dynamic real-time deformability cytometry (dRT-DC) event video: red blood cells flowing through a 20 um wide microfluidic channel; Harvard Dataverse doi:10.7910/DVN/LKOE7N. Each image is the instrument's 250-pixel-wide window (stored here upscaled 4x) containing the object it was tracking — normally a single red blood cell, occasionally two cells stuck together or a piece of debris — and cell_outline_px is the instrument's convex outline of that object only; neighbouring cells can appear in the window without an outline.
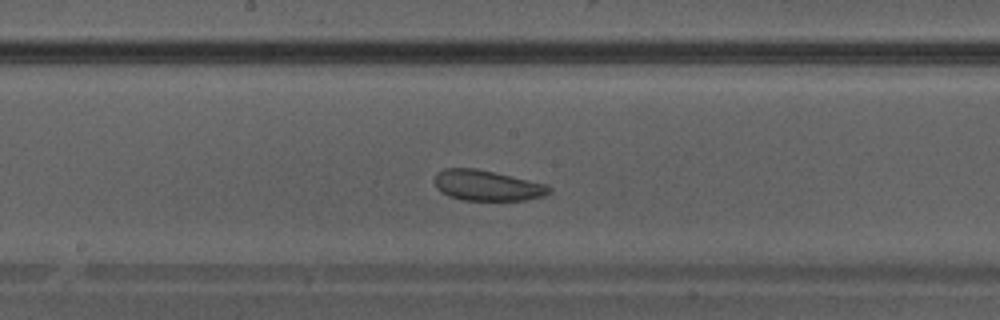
{"species": "Egyptian fruit bat (a non-hibernating species)", "species_latin": "Rousettus aegyptiacus", "temperature_condition": "warm", "stored_images_in_passage": 35, "camera_frame_rate_fps": 3000, "um_per_image_px": 0.085, "animal": {"sex": "male"}, "frame": {"image": 1, "passage_image": 16, "time_ms": 5.0, "image_size_px": [1000, 320], "cell_outline_px": [[552, 192], [544, 196], [524, 200], [460, 200], [448, 196], [440, 192], [436, 188], [436, 172], [444, 168], [476, 168], [548, 184], [552, 188]], "centroid_in_image_um": [41.42, 15.77], "position_along_channel_um": 206.8, "area_um2": 20.58}}
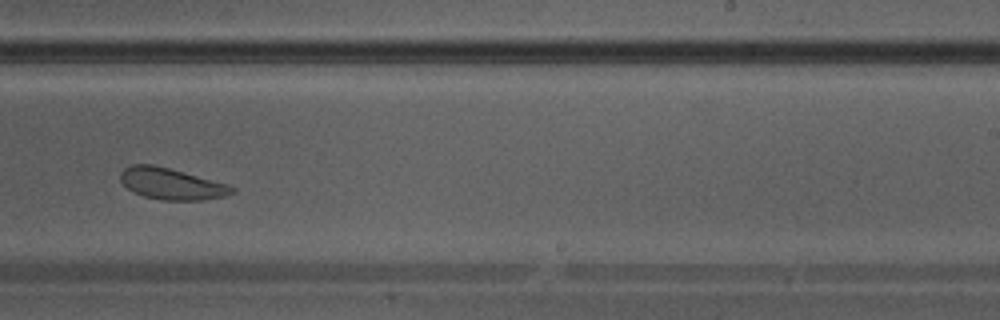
{"frame": {"image": 2, "passage_image": 20, "time_ms": 6.333, "image_size_px": [1000, 320], "cell_outline_px": [[236, 192], [224, 196], [204, 200], [160, 200], [144, 196], [132, 192], [120, 180], [120, 172], [124, 168], [132, 164], [152, 164], [168, 168], [228, 184], [236, 188]], "centroid_in_image_um": [14.57, 15.63], "position_along_channel_um": 274.4, "area_um2": 20.4}}